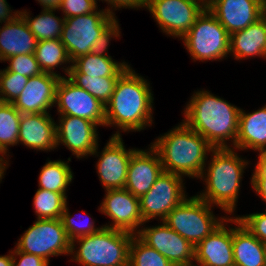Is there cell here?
I'll return each instance as SVG.
<instances>
[{
    "instance_id": "6da1fadb",
    "label": "cell",
    "mask_w": 266,
    "mask_h": 266,
    "mask_svg": "<svg viewBox=\"0 0 266 266\" xmlns=\"http://www.w3.org/2000/svg\"><path fill=\"white\" fill-rule=\"evenodd\" d=\"M149 84L129 66L119 76L105 105V126H115L124 132H138L151 126L154 98Z\"/></svg>"
},
{
    "instance_id": "7a4b0ae2",
    "label": "cell",
    "mask_w": 266,
    "mask_h": 266,
    "mask_svg": "<svg viewBox=\"0 0 266 266\" xmlns=\"http://www.w3.org/2000/svg\"><path fill=\"white\" fill-rule=\"evenodd\" d=\"M240 108L214 96L210 91L194 92L184 109L183 122L203 136L214 148L236 144ZM231 139V140H230ZM233 140V141H232Z\"/></svg>"
},
{
    "instance_id": "3957f363",
    "label": "cell",
    "mask_w": 266,
    "mask_h": 266,
    "mask_svg": "<svg viewBox=\"0 0 266 266\" xmlns=\"http://www.w3.org/2000/svg\"><path fill=\"white\" fill-rule=\"evenodd\" d=\"M152 146L159 153L165 172L200 178L208 152L214 147L184 122L158 137Z\"/></svg>"
},
{
    "instance_id": "277c9868",
    "label": "cell",
    "mask_w": 266,
    "mask_h": 266,
    "mask_svg": "<svg viewBox=\"0 0 266 266\" xmlns=\"http://www.w3.org/2000/svg\"><path fill=\"white\" fill-rule=\"evenodd\" d=\"M234 148H214L208 169H204L199 179L206 183L204 192L197 196L212 206H218L226 214L236 210L240 183L244 169L249 164L234 152ZM206 171V173H205ZM205 174V175H204Z\"/></svg>"
},
{
    "instance_id": "5b68a950",
    "label": "cell",
    "mask_w": 266,
    "mask_h": 266,
    "mask_svg": "<svg viewBox=\"0 0 266 266\" xmlns=\"http://www.w3.org/2000/svg\"><path fill=\"white\" fill-rule=\"evenodd\" d=\"M133 236L103 226L98 232L71 242V260L81 266H129V245ZM75 243L80 245L78 249Z\"/></svg>"
},
{
    "instance_id": "8992f818",
    "label": "cell",
    "mask_w": 266,
    "mask_h": 266,
    "mask_svg": "<svg viewBox=\"0 0 266 266\" xmlns=\"http://www.w3.org/2000/svg\"><path fill=\"white\" fill-rule=\"evenodd\" d=\"M212 207L195 195L173 208L163 222L196 246L227 219L225 216L217 218Z\"/></svg>"
},
{
    "instance_id": "52a82bcc",
    "label": "cell",
    "mask_w": 266,
    "mask_h": 266,
    "mask_svg": "<svg viewBox=\"0 0 266 266\" xmlns=\"http://www.w3.org/2000/svg\"><path fill=\"white\" fill-rule=\"evenodd\" d=\"M181 39L194 61L222 60L230 52V34L208 9Z\"/></svg>"
},
{
    "instance_id": "ba28073f",
    "label": "cell",
    "mask_w": 266,
    "mask_h": 266,
    "mask_svg": "<svg viewBox=\"0 0 266 266\" xmlns=\"http://www.w3.org/2000/svg\"><path fill=\"white\" fill-rule=\"evenodd\" d=\"M98 8L89 14L66 18L60 36L71 61L91 52L102 32L116 19Z\"/></svg>"
},
{
    "instance_id": "9c48e42d",
    "label": "cell",
    "mask_w": 266,
    "mask_h": 266,
    "mask_svg": "<svg viewBox=\"0 0 266 266\" xmlns=\"http://www.w3.org/2000/svg\"><path fill=\"white\" fill-rule=\"evenodd\" d=\"M16 249L50 262L51 256L70 255L71 241L60 219H37L20 237Z\"/></svg>"
},
{
    "instance_id": "30bf717a",
    "label": "cell",
    "mask_w": 266,
    "mask_h": 266,
    "mask_svg": "<svg viewBox=\"0 0 266 266\" xmlns=\"http://www.w3.org/2000/svg\"><path fill=\"white\" fill-rule=\"evenodd\" d=\"M183 178L163 171L151 189L139 198L140 212L145 223L156 217L163 221L173 208L187 198Z\"/></svg>"
},
{
    "instance_id": "8fae6325",
    "label": "cell",
    "mask_w": 266,
    "mask_h": 266,
    "mask_svg": "<svg viewBox=\"0 0 266 266\" xmlns=\"http://www.w3.org/2000/svg\"><path fill=\"white\" fill-rule=\"evenodd\" d=\"M146 8L163 33L180 40L206 9L191 0H148Z\"/></svg>"
},
{
    "instance_id": "7c38bea8",
    "label": "cell",
    "mask_w": 266,
    "mask_h": 266,
    "mask_svg": "<svg viewBox=\"0 0 266 266\" xmlns=\"http://www.w3.org/2000/svg\"><path fill=\"white\" fill-rule=\"evenodd\" d=\"M56 104L59 115L76 116L105 126V105L67 77L58 82Z\"/></svg>"
},
{
    "instance_id": "4fadbf2b",
    "label": "cell",
    "mask_w": 266,
    "mask_h": 266,
    "mask_svg": "<svg viewBox=\"0 0 266 266\" xmlns=\"http://www.w3.org/2000/svg\"><path fill=\"white\" fill-rule=\"evenodd\" d=\"M162 224L141 227L136 234L145 244L156 249L174 266L191 265L195 258V246L171 229Z\"/></svg>"
},
{
    "instance_id": "5bb4252c",
    "label": "cell",
    "mask_w": 266,
    "mask_h": 266,
    "mask_svg": "<svg viewBox=\"0 0 266 266\" xmlns=\"http://www.w3.org/2000/svg\"><path fill=\"white\" fill-rule=\"evenodd\" d=\"M105 191V198L98 209L112 219V225L103 226L136 235L140 226L145 224L140 212L139 198L125 188Z\"/></svg>"
},
{
    "instance_id": "9a60e30c",
    "label": "cell",
    "mask_w": 266,
    "mask_h": 266,
    "mask_svg": "<svg viewBox=\"0 0 266 266\" xmlns=\"http://www.w3.org/2000/svg\"><path fill=\"white\" fill-rule=\"evenodd\" d=\"M59 118V123L56 124L57 147L60 143L63 144L78 159L88 155L99 156V138L94 122L69 115H60Z\"/></svg>"
},
{
    "instance_id": "2e32d148",
    "label": "cell",
    "mask_w": 266,
    "mask_h": 266,
    "mask_svg": "<svg viewBox=\"0 0 266 266\" xmlns=\"http://www.w3.org/2000/svg\"><path fill=\"white\" fill-rule=\"evenodd\" d=\"M135 150V148L126 150L120 130H117L109 138L96 164L97 173L104 189L125 187L130 158Z\"/></svg>"
},
{
    "instance_id": "e0dca14e",
    "label": "cell",
    "mask_w": 266,
    "mask_h": 266,
    "mask_svg": "<svg viewBox=\"0 0 266 266\" xmlns=\"http://www.w3.org/2000/svg\"><path fill=\"white\" fill-rule=\"evenodd\" d=\"M60 79L58 75L44 72L28 78L13 105L21 114L48 113L47 110L55 106L56 88Z\"/></svg>"
},
{
    "instance_id": "ac0fdd59",
    "label": "cell",
    "mask_w": 266,
    "mask_h": 266,
    "mask_svg": "<svg viewBox=\"0 0 266 266\" xmlns=\"http://www.w3.org/2000/svg\"><path fill=\"white\" fill-rule=\"evenodd\" d=\"M148 150L136 149L130 158L125 189L140 198L147 193L164 171L157 150L149 145Z\"/></svg>"
},
{
    "instance_id": "d6986e66",
    "label": "cell",
    "mask_w": 266,
    "mask_h": 266,
    "mask_svg": "<svg viewBox=\"0 0 266 266\" xmlns=\"http://www.w3.org/2000/svg\"><path fill=\"white\" fill-rule=\"evenodd\" d=\"M207 9L231 35L263 16V0H212Z\"/></svg>"
},
{
    "instance_id": "ffe728a7",
    "label": "cell",
    "mask_w": 266,
    "mask_h": 266,
    "mask_svg": "<svg viewBox=\"0 0 266 266\" xmlns=\"http://www.w3.org/2000/svg\"><path fill=\"white\" fill-rule=\"evenodd\" d=\"M229 217L217 229L195 246L197 266H235L233 257V227H225Z\"/></svg>"
},
{
    "instance_id": "44dd1931",
    "label": "cell",
    "mask_w": 266,
    "mask_h": 266,
    "mask_svg": "<svg viewBox=\"0 0 266 266\" xmlns=\"http://www.w3.org/2000/svg\"><path fill=\"white\" fill-rule=\"evenodd\" d=\"M41 151L57 147L56 122L49 113L21 114L18 144Z\"/></svg>"
},
{
    "instance_id": "7402d4cb",
    "label": "cell",
    "mask_w": 266,
    "mask_h": 266,
    "mask_svg": "<svg viewBox=\"0 0 266 266\" xmlns=\"http://www.w3.org/2000/svg\"><path fill=\"white\" fill-rule=\"evenodd\" d=\"M1 27V26H0ZM37 40L21 15L0 28V62L11 56L34 54Z\"/></svg>"
},
{
    "instance_id": "603a6c76",
    "label": "cell",
    "mask_w": 266,
    "mask_h": 266,
    "mask_svg": "<svg viewBox=\"0 0 266 266\" xmlns=\"http://www.w3.org/2000/svg\"><path fill=\"white\" fill-rule=\"evenodd\" d=\"M236 60L266 58V18L262 16L244 30L230 35V52Z\"/></svg>"
},
{
    "instance_id": "cb8c5ba5",
    "label": "cell",
    "mask_w": 266,
    "mask_h": 266,
    "mask_svg": "<svg viewBox=\"0 0 266 266\" xmlns=\"http://www.w3.org/2000/svg\"><path fill=\"white\" fill-rule=\"evenodd\" d=\"M233 227V257L235 266H265L266 244L252 235L236 217L229 218Z\"/></svg>"
},
{
    "instance_id": "d4e9b609",
    "label": "cell",
    "mask_w": 266,
    "mask_h": 266,
    "mask_svg": "<svg viewBox=\"0 0 266 266\" xmlns=\"http://www.w3.org/2000/svg\"><path fill=\"white\" fill-rule=\"evenodd\" d=\"M233 148L241 151L266 150V105L252 113H246L240 108L238 136Z\"/></svg>"
},
{
    "instance_id": "484cf974",
    "label": "cell",
    "mask_w": 266,
    "mask_h": 266,
    "mask_svg": "<svg viewBox=\"0 0 266 266\" xmlns=\"http://www.w3.org/2000/svg\"><path fill=\"white\" fill-rule=\"evenodd\" d=\"M72 66L81 74L94 77H119L130 65L116 62L112 57L99 56L93 53L74 59Z\"/></svg>"
},
{
    "instance_id": "4316f807",
    "label": "cell",
    "mask_w": 266,
    "mask_h": 266,
    "mask_svg": "<svg viewBox=\"0 0 266 266\" xmlns=\"http://www.w3.org/2000/svg\"><path fill=\"white\" fill-rule=\"evenodd\" d=\"M65 74L78 87L83 88L102 104L106 105L114 92L116 81L119 77H94L79 73L70 64L64 68Z\"/></svg>"
},
{
    "instance_id": "83f0119b",
    "label": "cell",
    "mask_w": 266,
    "mask_h": 266,
    "mask_svg": "<svg viewBox=\"0 0 266 266\" xmlns=\"http://www.w3.org/2000/svg\"><path fill=\"white\" fill-rule=\"evenodd\" d=\"M55 9H43L41 14L35 18L30 16L31 13L25 10L20 11L28 28L36 37L37 42L42 40L59 39L63 30L65 18L55 16Z\"/></svg>"
},
{
    "instance_id": "f1b7e54d",
    "label": "cell",
    "mask_w": 266,
    "mask_h": 266,
    "mask_svg": "<svg viewBox=\"0 0 266 266\" xmlns=\"http://www.w3.org/2000/svg\"><path fill=\"white\" fill-rule=\"evenodd\" d=\"M69 161H71V158H68L67 162L62 160H49L45 163L39 174L38 187L44 190L62 193L66 196V189L73 179L72 170L70 165H68Z\"/></svg>"
},
{
    "instance_id": "f546056e",
    "label": "cell",
    "mask_w": 266,
    "mask_h": 266,
    "mask_svg": "<svg viewBox=\"0 0 266 266\" xmlns=\"http://www.w3.org/2000/svg\"><path fill=\"white\" fill-rule=\"evenodd\" d=\"M34 54L42 72L60 77L62 76L54 72V68L72 62L60 38L37 42Z\"/></svg>"
},
{
    "instance_id": "4dcf8cb0",
    "label": "cell",
    "mask_w": 266,
    "mask_h": 266,
    "mask_svg": "<svg viewBox=\"0 0 266 266\" xmlns=\"http://www.w3.org/2000/svg\"><path fill=\"white\" fill-rule=\"evenodd\" d=\"M21 113L13 103L0 101V156L5 159L9 146L18 144Z\"/></svg>"
},
{
    "instance_id": "1f68e13d",
    "label": "cell",
    "mask_w": 266,
    "mask_h": 266,
    "mask_svg": "<svg viewBox=\"0 0 266 266\" xmlns=\"http://www.w3.org/2000/svg\"><path fill=\"white\" fill-rule=\"evenodd\" d=\"M67 203L62 193L38 188L33 199L37 219H60Z\"/></svg>"
},
{
    "instance_id": "d6a6232c",
    "label": "cell",
    "mask_w": 266,
    "mask_h": 266,
    "mask_svg": "<svg viewBox=\"0 0 266 266\" xmlns=\"http://www.w3.org/2000/svg\"><path fill=\"white\" fill-rule=\"evenodd\" d=\"M129 266H174L156 249L134 235L129 245Z\"/></svg>"
},
{
    "instance_id": "836d02e7",
    "label": "cell",
    "mask_w": 266,
    "mask_h": 266,
    "mask_svg": "<svg viewBox=\"0 0 266 266\" xmlns=\"http://www.w3.org/2000/svg\"><path fill=\"white\" fill-rule=\"evenodd\" d=\"M27 81V76L6 69L0 70V101L6 103L16 101Z\"/></svg>"
},
{
    "instance_id": "e575fe53",
    "label": "cell",
    "mask_w": 266,
    "mask_h": 266,
    "mask_svg": "<svg viewBox=\"0 0 266 266\" xmlns=\"http://www.w3.org/2000/svg\"><path fill=\"white\" fill-rule=\"evenodd\" d=\"M70 214L71 213H69L67 203H66L64 212L62 213L60 220H61L62 225L66 231V234H67V236L71 242L73 240L79 238V237L88 236V235H91L93 233H96L101 228H103V226L95 227L94 226L95 222L92 220L90 222L88 221L89 223L88 222L87 223H81V224L77 223L76 221H74V217ZM82 220H80V221H82Z\"/></svg>"
},
{
    "instance_id": "d590c367",
    "label": "cell",
    "mask_w": 266,
    "mask_h": 266,
    "mask_svg": "<svg viewBox=\"0 0 266 266\" xmlns=\"http://www.w3.org/2000/svg\"><path fill=\"white\" fill-rule=\"evenodd\" d=\"M9 66L5 68L7 71L27 76L28 78L42 73L35 54L14 55L6 59Z\"/></svg>"
},
{
    "instance_id": "8d00e7d4",
    "label": "cell",
    "mask_w": 266,
    "mask_h": 266,
    "mask_svg": "<svg viewBox=\"0 0 266 266\" xmlns=\"http://www.w3.org/2000/svg\"><path fill=\"white\" fill-rule=\"evenodd\" d=\"M236 218L252 235L266 244V210L264 213H252Z\"/></svg>"
},
{
    "instance_id": "74e56055",
    "label": "cell",
    "mask_w": 266,
    "mask_h": 266,
    "mask_svg": "<svg viewBox=\"0 0 266 266\" xmlns=\"http://www.w3.org/2000/svg\"><path fill=\"white\" fill-rule=\"evenodd\" d=\"M97 8V0H62L58 10H62L66 19L92 13Z\"/></svg>"
},
{
    "instance_id": "f35d334b",
    "label": "cell",
    "mask_w": 266,
    "mask_h": 266,
    "mask_svg": "<svg viewBox=\"0 0 266 266\" xmlns=\"http://www.w3.org/2000/svg\"><path fill=\"white\" fill-rule=\"evenodd\" d=\"M120 28L117 19H115L98 37L92 46L91 53L99 56L111 57L108 54V46L111 38L120 37ZM107 51V52H106ZM106 52V53H105Z\"/></svg>"
},
{
    "instance_id": "ab89813d",
    "label": "cell",
    "mask_w": 266,
    "mask_h": 266,
    "mask_svg": "<svg viewBox=\"0 0 266 266\" xmlns=\"http://www.w3.org/2000/svg\"><path fill=\"white\" fill-rule=\"evenodd\" d=\"M19 256V260L18 257ZM13 266H48L50 262L38 255L28 254L18 251L16 248L12 251ZM18 260V262H16Z\"/></svg>"
},
{
    "instance_id": "60d3db41",
    "label": "cell",
    "mask_w": 266,
    "mask_h": 266,
    "mask_svg": "<svg viewBox=\"0 0 266 266\" xmlns=\"http://www.w3.org/2000/svg\"><path fill=\"white\" fill-rule=\"evenodd\" d=\"M103 1V0H101ZM105 2L110 4V7L106 10V12L112 16H115V13L113 10H117L119 8H132L137 9L138 8H145L147 6L148 0H104ZM111 8V9H110Z\"/></svg>"
},
{
    "instance_id": "b9f144b4",
    "label": "cell",
    "mask_w": 266,
    "mask_h": 266,
    "mask_svg": "<svg viewBox=\"0 0 266 266\" xmlns=\"http://www.w3.org/2000/svg\"><path fill=\"white\" fill-rule=\"evenodd\" d=\"M257 164L253 170L251 182H266V152H259Z\"/></svg>"
},
{
    "instance_id": "7bdbcfd3",
    "label": "cell",
    "mask_w": 266,
    "mask_h": 266,
    "mask_svg": "<svg viewBox=\"0 0 266 266\" xmlns=\"http://www.w3.org/2000/svg\"><path fill=\"white\" fill-rule=\"evenodd\" d=\"M13 13V14H12ZM18 15H20V11L12 12L6 0H0V23L4 22L5 24L14 20Z\"/></svg>"
},
{
    "instance_id": "ee69618b",
    "label": "cell",
    "mask_w": 266,
    "mask_h": 266,
    "mask_svg": "<svg viewBox=\"0 0 266 266\" xmlns=\"http://www.w3.org/2000/svg\"><path fill=\"white\" fill-rule=\"evenodd\" d=\"M252 188L266 202V182H251Z\"/></svg>"
},
{
    "instance_id": "f6af8a7d",
    "label": "cell",
    "mask_w": 266,
    "mask_h": 266,
    "mask_svg": "<svg viewBox=\"0 0 266 266\" xmlns=\"http://www.w3.org/2000/svg\"><path fill=\"white\" fill-rule=\"evenodd\" d=\"M40 5L43 6V9H55L58 10L62 0H37Z\"/></svg>"
},
{
    "instance_id": "bcb514c9",
    "label": "cell",
    "mask_w": 266,
    "mask_h": 266,
    "mask_svg": "<svg viewBox=\"0 0 266 266\" xmlns=\"http://www.w3.org/2000/svg\"><path fill=\"white\" fill-rule=\"evenodd\" d=\"M12 250L8 255L0 256V266H13Z\"/></svg>"
},
{
    "instance_id": "7dc6e473",
    "label": "cell",
    "mask_w": 266,
    "mask_h": 266,
    "mask_svg": "<svg viewBox=\"0 0 266 266\" xmlns=\"http://www.w3.org/2000/svg\"><path fill=\"white\" fill-rule=\"evenodd\" d=\"M7 166H8L7 160L3 159L0 156V176H4V172L6 171L5 169L7 168Z\"/></svg>"
},
{
    "instance_id": "c3c4849f",
    "label": "cell",
    "mask_w": 266,
    "mask_h": 266,
    "mask_svg": "<svg viewBox=\"0 0 266 266\" xmlns=\"http://www.w3.org/2000/svg\"><path fill=\"white\" fill-rule=\"evenodd\" d=\"M191 1H195V2H197V3H199V4H202L206 9L208 8V6H209V2H208V0H191Z\"/></svg>"
},
{
    "instance_id": "681fc988",
    "label": "cell",
    "mask_w": 266,
    "mask_h": 266,
    "mask_svg": "<svg viewBox=\"0 0 266 266\" xmlns=\"http://www.w3.org/2000/svg\"><path fill=\"white\" fill-rule=\"evenodd\" d=\"M263 16L266 18V0H263Z\"/></svg>"
},
{
    "instance_id": "f907efd6",
    "label": "cell",
    "mask_w": 266,
    "mask_h": 266,
    "mask_svg": "<svg viewBox=\"0 0 266 266\" xmlns=\"http://www.w3.org/2000/svg\"><path fill=\"white\" fill-rule=\"evenodd\" d=\"M179 266H197V265L191 264V265H179Z\"/></svg>"
}]
</instances>
